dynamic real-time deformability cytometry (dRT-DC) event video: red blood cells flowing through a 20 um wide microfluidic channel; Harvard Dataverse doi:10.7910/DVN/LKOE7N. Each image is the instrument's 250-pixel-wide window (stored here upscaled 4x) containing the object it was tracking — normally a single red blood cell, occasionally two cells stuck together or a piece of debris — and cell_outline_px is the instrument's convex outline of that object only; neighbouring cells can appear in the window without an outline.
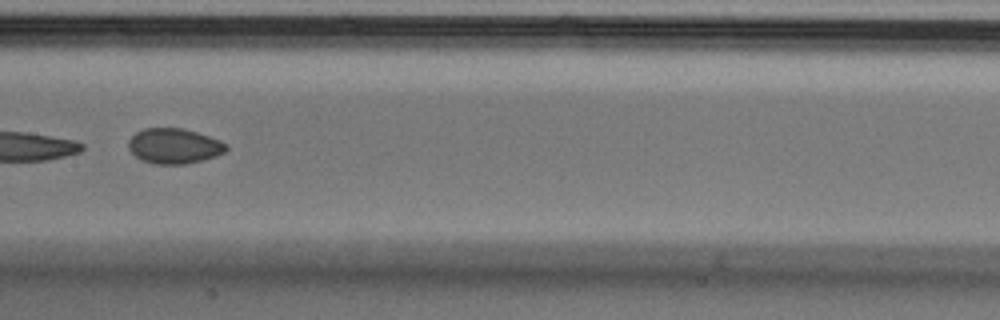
{"species": "Egyptian fruit bat (a non-hibernating species)", "species_latin": "Rousettus aegyptiacus", "temperature_condition": "cold", "stored_images_in_passage": 9, "segment_of_instrument_passage": [1, 2], "camera_frame_rate_fps": 3000, "um_per_image_px": 0.085, "animal": {"sex": "male"}, "frame": {"image": 1, "passage_image": 8, "time_ms": 2.333, "image_size_px": [1000, 320], "cell_outline_px": [[228, 148], [224, 152], [216, 156], [184, 164], [152, 164], [140, 160], [128, 148], [128, 140], [136, 132], [144, 128], [184, 128], [220, 140], [228, 144]], "centroid_in_image_um": [14.78, 12.41], "position_along_channel_um": 192.6, "area_um2": 20.11}}